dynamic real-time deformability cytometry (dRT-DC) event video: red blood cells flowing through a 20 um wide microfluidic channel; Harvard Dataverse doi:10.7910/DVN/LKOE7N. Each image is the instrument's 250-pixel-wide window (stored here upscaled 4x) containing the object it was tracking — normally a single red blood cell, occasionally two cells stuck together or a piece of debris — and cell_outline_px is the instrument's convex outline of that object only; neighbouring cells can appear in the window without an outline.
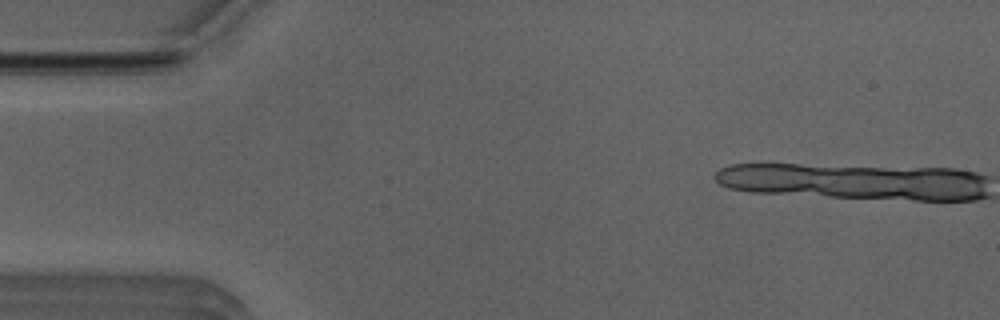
{"species": "Egyptian fruit bat (a non-hibernating species)", "species_latin": "Rousettus aegyptiacus", "temperature_condition": "room temperature", "stored_images_in_passage": 2, "camera_frame_rate_fps": 3000, "um_per_image_px": 0.085, "animal": {"sex": "male"}, "frame": {"image": 1, "passage_image": 1, "time_ms": 0.0, "image_size_px": [1000, 320], "cell_outline_px": [[980, 196], [964, 200], [928, 200], [848, 196], [864, 172], [964, 172], [976, 176]], "centroid_in_image_um": [77.98, 15.79], "position_along_channel_um": 7.0, "area_um2": 23.35}}